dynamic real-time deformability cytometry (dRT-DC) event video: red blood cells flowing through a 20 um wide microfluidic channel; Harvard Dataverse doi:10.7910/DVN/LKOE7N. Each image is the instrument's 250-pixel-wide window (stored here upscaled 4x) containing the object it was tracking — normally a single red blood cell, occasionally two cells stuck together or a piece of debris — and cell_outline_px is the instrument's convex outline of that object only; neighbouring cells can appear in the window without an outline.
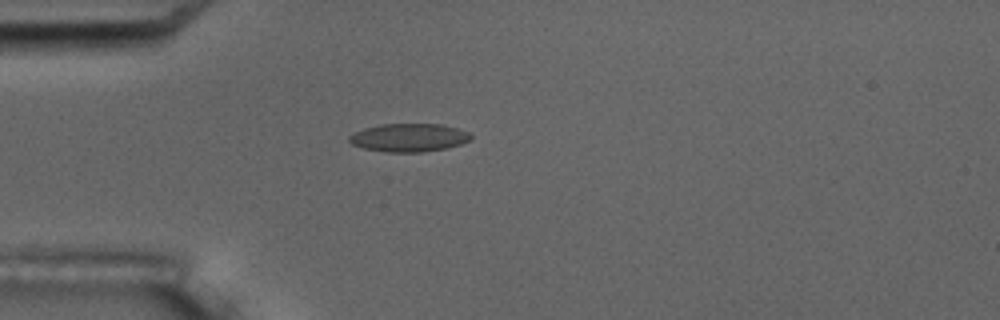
{"species": "common noctule bat (a hibernating species)", "species_latin": "Nyctalus noctula", "temperature_condition": "room temperature", "stored_images_in_passage": 4, "camera_frame_rate_fps": 3000, "um_per_image_px": 0.085, "animal": {"sex": "male", "body_mass_g": 17.5, "forearm_length_mm": 52.3}, "frame": {"image": 1, "passage_image": 4, "time_ms": 3.333, "image_size_px": [1000, 320], "cell_outline_px": [[472, 140], [448, 148], [420, 152], [384, 152], [364, 148], [352, 144], [348, 140], [348, 136], [352, 132], [364, 128], [380, 124], [440, 124], [456, 128], [468, 132], [472, 136]], "centroid_in_image_um": [34.73, 11.7], "position_along_channel_um": 50.3, "area_um2": 20.11}}